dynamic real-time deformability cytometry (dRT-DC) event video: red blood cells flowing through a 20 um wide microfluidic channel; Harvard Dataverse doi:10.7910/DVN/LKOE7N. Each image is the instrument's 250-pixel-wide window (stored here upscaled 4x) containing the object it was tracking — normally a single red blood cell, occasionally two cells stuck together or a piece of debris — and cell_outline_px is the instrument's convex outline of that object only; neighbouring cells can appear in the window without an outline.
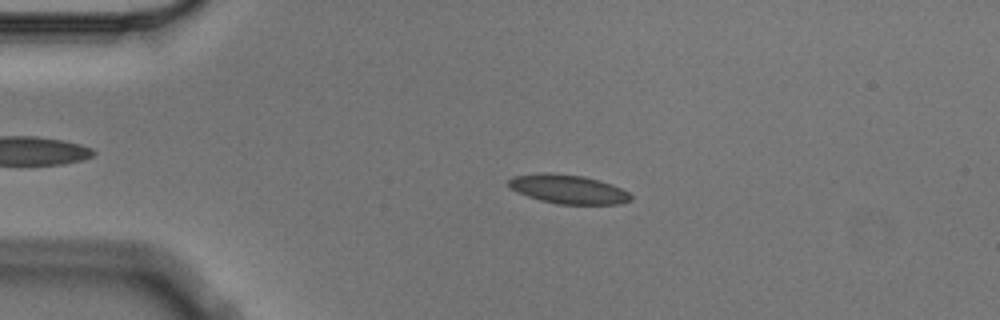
{"species": "Egyptian fruit bat (a non-hibernating species)", "species_latin": "Rousettus aegyptiacus", "temperature_condition": "cold", "stored_images_in_passage": 5, "camera_frame_rate_fps": 3000, "um_per_image_px": 0.085, "animal": {"sex": "male"}, "frame": {"image": 1, "passage_image": 4, "time_ms": 1.0, "image_size_px": [1000, 320], "cell_outline_px": [[632, 200], [620, 204], [556, 204], [540, 200], [528, 196], [512, 188], [508, 184], [508, 180], [512, 176], [544, 172], [584, 176], [612, 184], [628, 192], [632, 196]], "centroid_in_image_um": [48.32, 16.08], "position_along_channel_um": 36.7, "area_um2": 20.52}}